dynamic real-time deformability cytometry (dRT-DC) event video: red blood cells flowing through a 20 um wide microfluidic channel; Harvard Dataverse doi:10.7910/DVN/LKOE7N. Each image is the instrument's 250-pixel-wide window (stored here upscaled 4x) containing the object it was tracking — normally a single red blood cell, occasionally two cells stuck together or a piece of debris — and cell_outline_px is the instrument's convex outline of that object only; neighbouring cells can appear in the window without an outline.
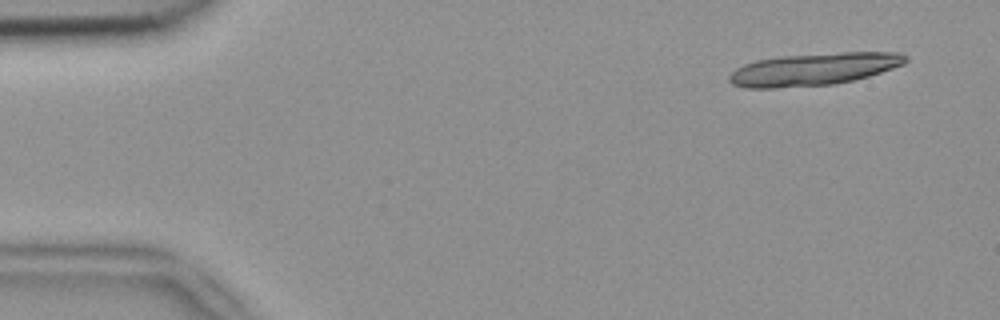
{"species": "common noctule bat (a hibernating species)", "species_latin": "Nyctalus noctula", "temperature_condition": "room temperature", "stored_images_in_passage": 5, "camera_frame_rate_fps": 3000, "um_per_image_px": 0.085, "animal": {"sex": "female", "body_mass_g": 18.4}, "frame": {"image": 1, "passage_image": 1, "time_ms": 0.0, "image_size_px": [1000, 320], "cell_outline_px": [[908, 60], [904, 64], [868, 76], [852, 80], [832, 84], [776, 88], [748, 88], [732, 84], [728, 80], [728, 76], [736, 68], [744, 64], [756, 60], [780, 56], [840, 52], [900, 52], [908, 56]], "centroid_in_image_um": [69.16, 5.87], "position_along_channel_um": 15.8, "area_um2": 33.29}}